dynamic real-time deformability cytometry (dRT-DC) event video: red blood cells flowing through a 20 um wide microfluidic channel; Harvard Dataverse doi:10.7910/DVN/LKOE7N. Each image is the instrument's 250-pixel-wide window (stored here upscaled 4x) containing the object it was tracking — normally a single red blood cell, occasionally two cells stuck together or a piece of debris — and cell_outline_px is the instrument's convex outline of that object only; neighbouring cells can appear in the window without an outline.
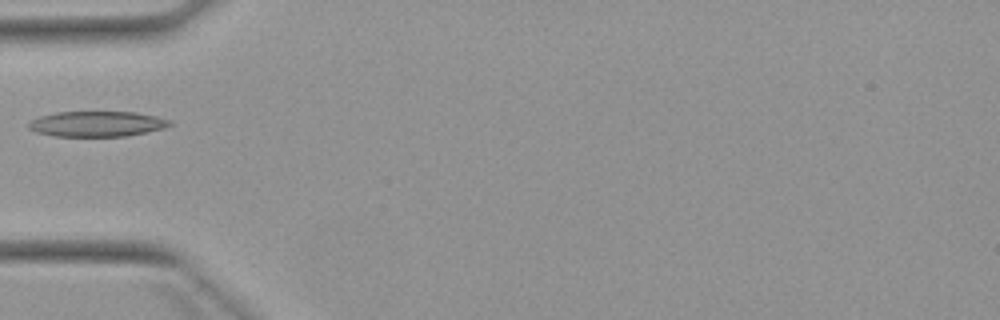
{"species": "Egyptian fruit bat (a non-hibernating species)", "species_latin": "Rousettus aegyptiacus", "temperature_condition": "warm", "stored_images_in_passage": 5, "camera_frame_rate_fps": 3000, "um_per_image_px": 0.085, "animal": {"sex": "female"}, "frame": {"image": 1, "passage_image": 5, "time_ms": 5.333, "image_size_px": [1000, 320], "cell_outline_px": [[172, 124], [164, 128], [148, 132], [128, 136], [52, 136], [36, 132], [28, 128], [28, 124], [32, 120], [40, 116], [56, 112], [136, 112], [156, 116], [172, 120]], "centroid_in_image_um": [8.27, 10.53], "position_along_channel_um": 76.7, "area_um2": 20.98}}